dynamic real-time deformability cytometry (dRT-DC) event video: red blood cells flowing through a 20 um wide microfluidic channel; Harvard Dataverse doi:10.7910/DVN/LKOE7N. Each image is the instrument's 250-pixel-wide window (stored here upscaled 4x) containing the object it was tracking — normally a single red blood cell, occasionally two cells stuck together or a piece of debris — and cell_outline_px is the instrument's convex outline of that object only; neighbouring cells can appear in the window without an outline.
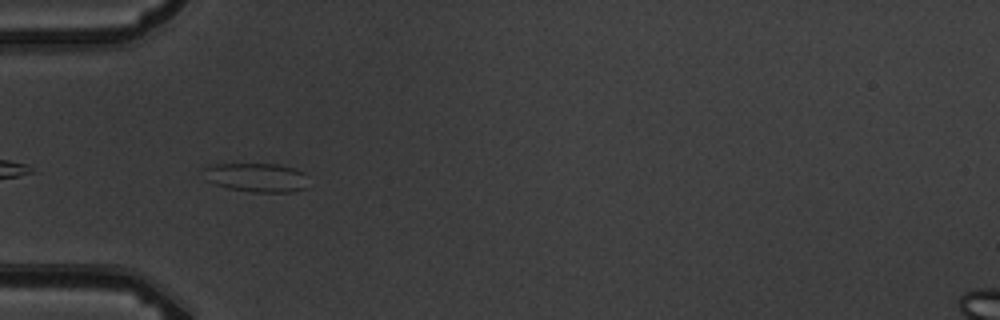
{"species": "common noctule bat (a hibernating species)", "species_latin": "Nyctalus noctula", "temperature_condition": "warm", "stored_images_in_passage": 6, "camera_frame_rate_fps": 3000, "um_per_image_px": 0.085, "animal": {"sex": "male", "body_mass_g": 19.5, "forearm_length_mm": 54.6}, "frame": {"image": 1, "passage_image": 5, "time_ms": 4.667, "image_size_px": [1000, 320], "cell_outline_px": [[308, 188], [292, 192], [252, 192], [228, 188], [204, 180], [204, 168], [212, 164], [276, 164], [296, 168], [304, 172], [308, 176]], "centroid_in_image_um": [21.86, 15.09], "position_along_channel_um": 63.1, "area_um2": 18.03}}
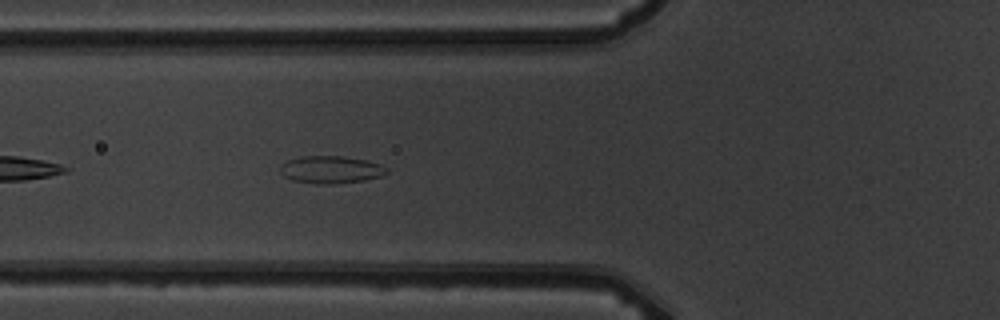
{"frame": {"image": 2, "passage_image": 6, "time_ms": 5.667, "image_size_px": [1000, 320], "cell_outline_px": [[388, 172], [380, 176], [364, 180], [332, 184], [316, 184], [292, 180], [284, 176], [280, 172], [280, 164], [288, 160], [300, 156], [340, 156], [368, 160], [380, 164], [388, 168]], "centroid_in_image_um": [28.1, 14.41], "position_along_channel_um": 97.7, "area_um2": 17.11}}